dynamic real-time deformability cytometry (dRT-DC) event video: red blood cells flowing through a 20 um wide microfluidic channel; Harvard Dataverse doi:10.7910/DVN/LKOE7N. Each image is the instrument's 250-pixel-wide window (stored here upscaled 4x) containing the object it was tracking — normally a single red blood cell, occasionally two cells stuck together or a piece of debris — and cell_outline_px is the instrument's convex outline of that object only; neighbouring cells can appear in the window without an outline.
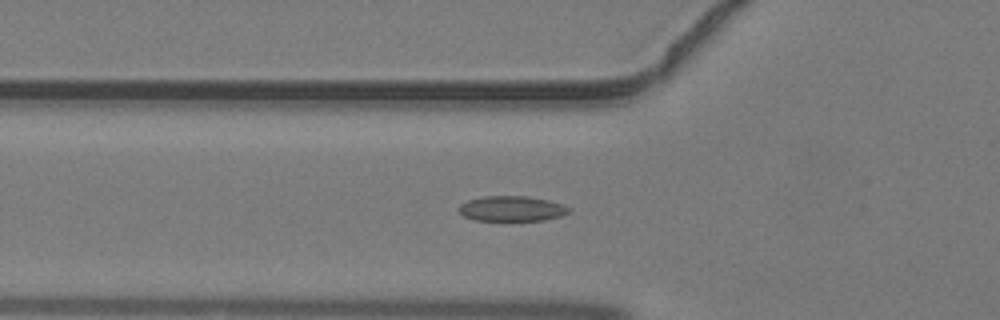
{"species": "common noctule bat (a hibernating species)", "species_latin": "Nyctalus noctula", "temperature_condition": "warm", "stored_images_in_passage": 40, "camera_frame_rate_fps": 3000, "um_per_image_px": 0.085, "animal": {"sex": "male", "body_mass_g": 19.2, "forearm_length_mm": 51.8}, "frame": {"image": 1, "passage_image": 10, "time_ms": 3.0, "image_size_px": [1000, 320], "cell_outline_px": [[572, 212], [564, 216], [544, 220], [476, 220], [464, 216], [456, 208], [460, 204], [468, 200], [484, 196], [528, 196], [548, 200], [572, 208]], "centroid_in_image_um": [43.54, 17.73], "position_along_channel_um": 82.3, "area_um2": 16.3}}
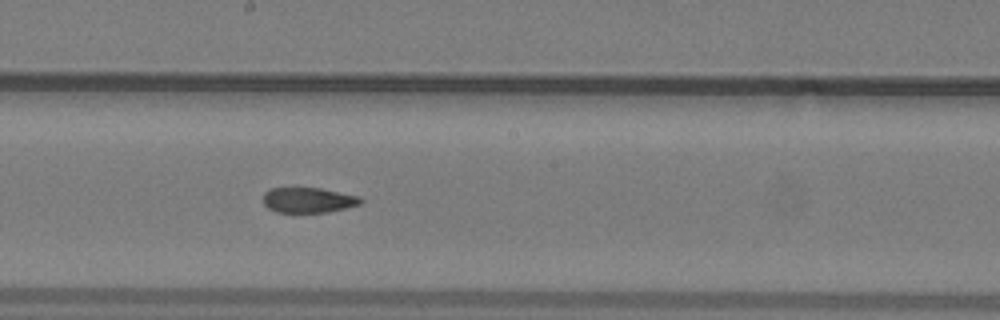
{"frame": {"image": 2, "passage_image": 19, "time_ms": 6.0, "image_size_px": [1000, 320], "cell_outline_px": [[364, 200], [360, 204], [328, 212], [276, 212], [268, 208], [264, 204], [264, 192], [268, 188], [320, 188], [360, 196]], "centroid_in_image_um": [26.2, 17.0], "position_along_channel_um": 222.0, "area_um2": 14.33}}
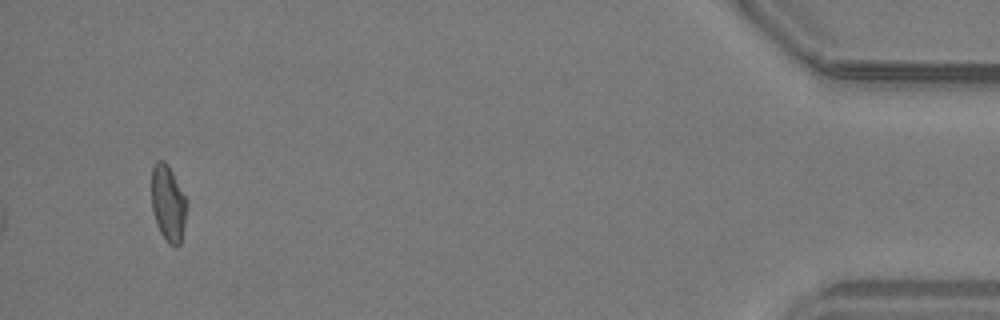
{"frame": {"image": 3, "passage_image": 37, "time_ms": 12.0, "image_size_px": [1000, 320], "cell_outline_px": [[188, 200], [184, 224], [180, 244], [176, 248], [168, 244], [160, 232], [156, 224], [152, 208], [152, 168], [156, 160], [164, 160], [168, 164]], "centroid_in_image_um": [14.3, 17.28], "position_along_channel_um": 420.9, "area_um2": 15.84}}